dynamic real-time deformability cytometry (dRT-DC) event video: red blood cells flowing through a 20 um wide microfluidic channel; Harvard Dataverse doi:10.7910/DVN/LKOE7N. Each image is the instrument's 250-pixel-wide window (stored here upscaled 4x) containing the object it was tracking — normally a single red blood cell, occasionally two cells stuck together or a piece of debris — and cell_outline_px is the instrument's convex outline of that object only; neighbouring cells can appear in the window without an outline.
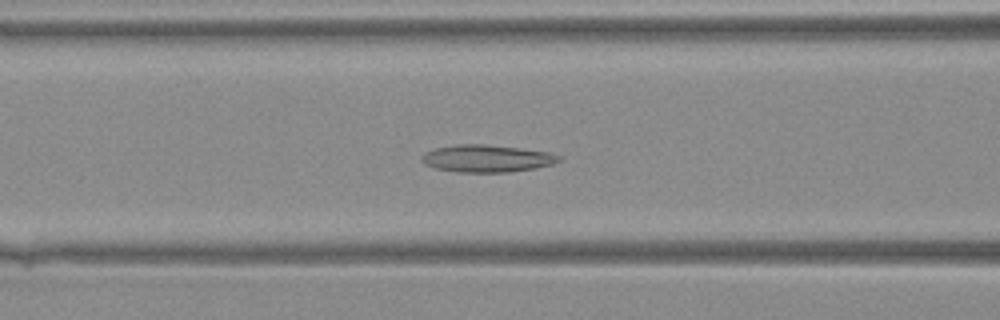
{"species": "Egyptian fruit bat (a non-hibernating species)", "species_latin": "Rousettus aegyptiacus", "temperature_condition": "warm", "stored_images_in_passage": 32, "camera_frame_rate_fps": 3000, "um_per_image_px": 0.085, "animal": {"sex": "female"}, "frame": {"image": 1, "passage_image": 13, "time_ms": 4.0, "image_size_px": [1000, 320], "cell_outline_px": [[560, 160], [552, 164], [536, 168], [508, 172], [456, 172], [436, 168], [424, 164], [420, 160], [424, 152], [436, 148], [456, 144], [484, 144], [520, 148], [548, 152], [560, 156]], "centroid_in_image_um": [41.35, 13.47], "position_along_channel_um": 125.3, "area_um2": 21.79}}
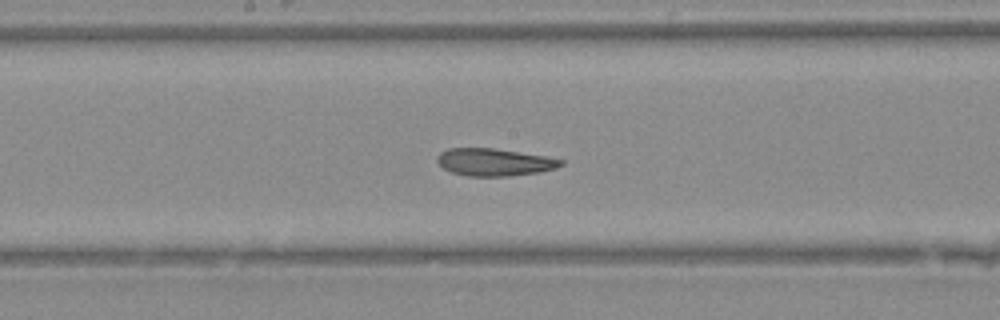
{"frame": {"image": 2, "passage_image": 18, "time_ms": 5.667, "image_size_px": [1000, 320], "cell_outline_px": [[564, 164], [556, 168], [536, 172], [508, 176], [468, 176], [452, 172], [444, 168], [436, 160], [436, 156], [440, 152], [448, 148], [492, 148], [548, 156], [564, 160]], "centroid_in_image_um": [42.02, 13.77], "position_along_channel_um": 206.2, "area_um2": 19.71}}
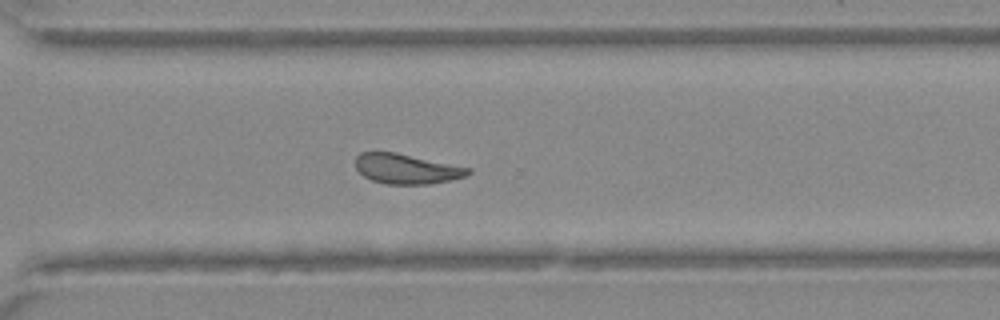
{"frame": {"image": 3, "passage_image": 26, "time_ms": 8.333, "image_size_px": [1000, 320], "cell_outline_px": [[472, 172], [464, 176], [448, 180], [428, 184], [384, 184], [372, 180], [364, 176], [356, 168], [356, 156], [360, 152], [396, 152], [472, 168]], "centroid_in_image_um": [34.54, 14.34], "position_along_channel_um": 336.1, "area_um2": 19.59}}